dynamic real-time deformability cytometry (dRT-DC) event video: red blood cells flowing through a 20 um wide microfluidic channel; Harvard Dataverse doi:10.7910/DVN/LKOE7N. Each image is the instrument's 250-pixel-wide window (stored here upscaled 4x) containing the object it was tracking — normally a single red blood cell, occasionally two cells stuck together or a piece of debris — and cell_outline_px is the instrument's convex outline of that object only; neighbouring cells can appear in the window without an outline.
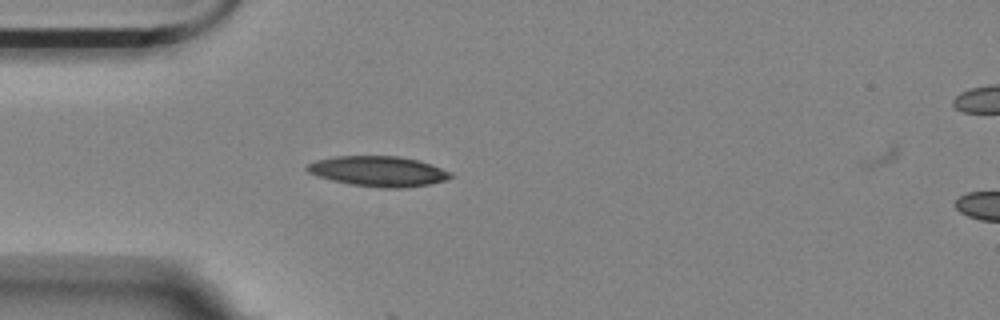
{"species": "Egyptian fruit bat (a non-hibernating species)", "species_latin": "Rousettus aegyptiacus", "temperature_condition": "room temperature", "stored_images_in_passage": 6, "camera_frame_rate_fps": 3000, "um_per_image_px": 0.085, "animal": {"sex": "female"}, "frame": {"image": 1, "passage_image": 5, "time_ms": 4.333, "image_size_px": [1000, 320], "cell_outline_px": [[452, 176], [444, 180], [428, 184], [404, 188], [384, 188], [352, 184], [332, 180], [308, 172], [304, 168], [308, 164], [316, 160], [336, 156], [396, 156], [420, 160], [432, 164], [452, 172]], "centroid_in_image_um": [32.18, 14.55], "position_along_channel_um": 52.8, "area_um2": 25.14}}